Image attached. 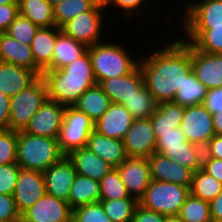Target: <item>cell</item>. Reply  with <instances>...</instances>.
Masks as SVG:
<instances>
[{"label":"cell","instance_id":"18","mask_svg":"<svg viewBox=\"0 0 222 222\" xmlns=\"http://www.w3.org/2000/svg\"><path fill=\"white\" fill-rule=\"evenodd\" d=\"M185 13V29H211L212 26H222V0L189 2Z\"/></svg>","mask_w":222,"mask_h":222},{"label":"cell","instance_id":"16","mask_svg":"<svg viewBox=\"0 0 222 222\" xmlns=\"http://www.w3.org/2000/svg\"><path fill=\"white\" fill-rule=\"evenodd\" d=\"M46 193L43 173L20 169L13 198L20 214L35 204Z\"/></svg>","mask_w":222,"mask_h":222},{"label":"cell","instance_id":"52","mask_svg":"<svg viewBox=\"0 0 222 222\" xmlns=\"http://www.w3.org/2000/svg\"><path fill=\"white\" fill-rule=\"evenodd\" d=\"M209 204L212 222H222V192Z\"/></svg>","mask_w":222,"mask_h":222},{"label":"cell","instance_id":"9","mask_svg":"<svg viewBox=\"0 0 222 222\" xmlns=\"http://www.w3.org/2000/svg\"><path fill=\"white\" fill-rule=\"evenodd\" d=\"M106 8L104 0H99L89 11L78 14L65 23L61 30L76 41L88 47L99 43L101 26L103 25L102 10Z\"/></svg>","mask_w":222,"mask_h":222},{"label":"cell","instance_id":"50","mask_svg":"<svg viewBox=\"0 0 222 222\" xmlns=\"http://www.w3.org/2000/svg\"><path fill=\"white\" fill-rule=\"evenodd\" d=\"M10 98L0 91V130H9Z\"/></svg>","mask_w":222,"mask_h":222},{"label":"cell","instance_id":"53","mask_svg":"<svg viewBox=\"0 0 222 222\" xmlns=\"http://www.w3.org/2000/svg\"><path fill=\"white\" fill-rule=\"evenodd\" d=\"M213 127L217 135H222V112L212 114Z\"/></svg>","mask_w":222,"mask_h":222},{"label":"cell","instance_id":"3","mask_svg":"<svg viewBox=\"0 0 222 222\" xmlns=\"http://www.w3.org/2000/svg\"><path fill=\"white\" fill-rule=\"evenodd\" d=\"M65 155L58 138H49L17 131V159L22 169L44 172Z\"/></svg>","mask_w":222,"mask_h":222},{"label":"cell","instance_id":"15","mask_svg":"<svg viewBox=\"0 0 222 222\" xmlns=\"http://www.w3.org/2000/svg\"><path fill=\"white\" fill-rule=\"evenodd\" d=\"M76 176L73 162L68 156H64L43 172L46 193L68 202L69 192Z\"/></svg>","mask_w":222,"mask_h":222},{"label":"cell","instance_id":"54","mask_svg":"<svg viewBox=\"0 0 222 222\" xmlns=\"http://www.w3.org/2000/svg\"><path fill=\"white\" fill-rule=\"evenodd\" d=\"M165 222H183L178 215L165 216Z\"/></svg>","mask_w":222,"mask_h":222},{"label":"cell","instance_id":"38","mask_svg":"<svg viewBox=\"0 0 222 222\" xmlns=\"http://www.w3.org/2000/svg\"><path fill=\"white\" fill-rule=\"evenodd\" d=\"M99 0H63L54 6L56 26L61 28L78 14L89 11Z\"/></svg>","mask_w":222,"mask_h":222},{"label":"cell","instance_id":"31","mask_svg":"<svg viewBox=\"0 0 222 222\" xmlns=\"http://www.w3.org/2000/svg\"><path fill=\"white\" fill-rule=\"evenodd\" d=\"M187 38L184 42L192 44L197 50L209 54H222V26L211 29H185Z\"/></svg>","mask_w":222,"mask_h":222},{"label":"cell","instance_id":"46","mask_svg":"<svg viewBox=\"0 0 222 222\" xmlns=\"http://www.w3.org/2000/svg\"><path fill=\"white\" fill-rule=\"evenodd\" d=\"M132 222H165V215L149 210L138 204Z\"/></svg>","mask_w":222,"mask_h":222},{"label":"cell","instance_id":"8","mask_svg":"<svg viewBox=\"0 0 222 222\" xmlns=\"http://www.w3.org/2000/svg\"><path fill=\"white\" fill-rule=\"evenodd\" d=\"M94 122L73 106H67L58 136V144L62 153L67 156L72 151L87 146Z\"/></svg>","mask_w":222,"mask_h":222},{"label":"cell","instance_id":"22","mask_svg":"<svg viewBox=\"0 0 222 222\" xmlns=\"http://www.w3.org/2000/svg\"><path fill=\"white\" fill-rule=\"evenodd\" d=\"M38 77L32 70L0 61V91L9 98L27 88Z\"/></svg>","mask_w":222,"mask_h":222},{"label":"cell","instance_id":"40","mask_svg":"<svg viewBox=\"0 0 222 222\" xmlns=\"http://www.w3.org/2000/svg\"><path fill=\"white\" fill-rule=\"evenodd\" d=\"M38 29L39 27L32 21L19 14L10 24L6 33L21 43L31 45Z\"/></svg>","mask_w":222,"mask_h":222},{"label":"cell","instance_id":"48","mask_svg":"<svg viewBox=\"0 0 222 222\" xmlns=\"http://www.w3.org/2000/svg\"><path fill=\"white\" fill-rule=\"evenodd\" d=\"M202 169L222 183V159L203 157Z\"/></svg>","mask_w":222,"mask_h":222},{"label":"cell","instance_id":"34","mask_svg":"<svg viewBox=\"0 0 222 222\" xmlns=\"http://www.w3.org/2000/svg\"><path fill=\"white\" fill-rule=\"evenodd\" d=\"M189 190L190 194L210 202L222 192V183L200 168L193 172Z\"/></svg>","mask_w":222,"mask_h":222},{"label":"cell","instance_id":"21","mask_svg":"<svg viewBox=\"0 0 222 222\" xmlns=\"http://www.w3.org/2000/svg\"><path fill=\"white\" fill-rule=\"evenodd\" d=\"M133 120L126 107L111 103L108 110L94 123V130L107 137L123 140Z\"/></svg>","mask_w":222,"mask_h":222},{"label":"cell","instance_id":"24","mask_svg":"<svg viewBox=\"0 0 222 222\" xmlns=\"http://www.w3.org/2000/svg\"><path fill=\"white\" fill-rule=\"evenodd\" d=\"M60 31L61 28L57 26L39 28L32 40L31 49L38 76H42V73L51 65L57 34Z\"/></svg>","mask_w":222,"mask_h":222},{"label":"cell","instance_id":"37","mask_svg":"<svg viewBox=\"0 0 222 222\" xmlns=\"http://www.w3.org/2000/svg\"><path fill=\"white\" fill-rule=\"evenodd\" d=\"M178 216L183 222H212L209 202L192 194L187 196Z\"/></svg>","mask_w":222,"mask_h":222},{"label":"cell","instance_id":"28","mask_svg":"<svg viewBox=\"0 0 222 222\" xmlns=\"http://www.w3.org/2000/svg\"><path fill=\"white\" fill-rule=\"evenodd\" d=\"M185 107L173 101L159 103L150 117L156 139L159 133H167L181 126Z\"/></svg>","mask_w":222,"mask_h":222},{"label":"cell","instance_id":"39","mask_svg":"<svg viewBox=\"0 0 222 222\" xmlns=\"http://www.w3.org/2000/svg\"><path fill=\"white\" fill-rule=\"evenodd\" d=\"M99 182L100 200H115L130 196L117 168H112Z\"/></svg>","mask_w":222,"mask_h":222},{"label":"cell","instance_id":"11","mask_svg":"<svg viewBox=\"0 0 222 222\" xmlns=\"http://www.w3.org/2000/svg\"><path fill=\"white\" fill-rule=\"evenodd\" d=\"M73 209L68 202L47 193L21 214L23 222H70Z\"/></svg>","mask_w":222,"mask_h":222},{"label":"cell","instance_id":"56","mask_svg":"<svg viewBox=\"0 0 222 222\" xmlns=\"http://www.w3.org/2000/svg\"><path fill=\"white\" fill-rule=\"evenodd\" d=\"M45 1L54 7L55 5L62 2L63 0H45Z\"/></svg>","mask_w":222,"mask_h":222},{"label":"cell","instance_id":"29","mask_svg":"<svg viewBox=\"0 0 222 222\" xmlns=\"http://www.w3.org/2000/svg\"><path fill=\"white\" fill-rule=\"evenodd\" d=\"M110 104L109 97L97 84L87 89L73 107L84 112L95 123L108 110Z\"/></svg>","mask_w":222,"mask_h":222},{"label":"cell","instance_id":"14","mask_svg":"<svg viewBox=\"0 0 222 222\" xmlns=\"http://www.w3.org/2000/svg\"><path fill=\"white\" fill-rule=\"evenodd\" d=\"M116 168L129 195L139 201L152 181L148 159L127 157Z\"/></svg>","mask_w":222,"mask_h":222},{"label":"cell","instance_id":"36","mask_svg":"<svg viewBox=\"0 0 222 222\" xmlns=\"http://www.w3.org/2000/svg\"><path fill=\"white\" fill-rule=\"evenodd\" d=\"M111 222H132L138 200L132 196L115 200H100Z\"/></svg>","mask_w":222,"mask_h":222},{"label":"cell","instance_id":"23","mask_svg":"<svg viewBox=\"0 0 222 222\" xmlns=\"http://www.w3.org/2000/svg\"><path fill=\"white\" fill-rule=\"evenodd\" d=\"M0 61L27 68L36 73L31 45L15 40L6 32H0Z\"/></svg>","mask_w":222,"mask_h":222},{"label":"cell","instance_id":"27","mask_svg":"<svg viewBox=\"0 0 222 222\" xmlns=\"http://www.w3.org/2000/svg\"><path fill=\"white\" fill-rule=\"evenodd\" d=\"M88 46L66 35L62 30L57 34L51 65L47 69H61L84 55Z\"/></svg>","mask_w":222,"mask_h":222},{"label":"cell","instance_id":"51","mask_svg":"<svg viewBox=\"0 0 222 222\" xmlns=\"http://www.w3.org/2000/svg\"><path fill=\"white\" fill-rule=\"evenodd\" d=\"M144 0H104L105 5L114 4L126 11L127 16H131V11L136 10L141 6Z\"/></svg>","mask_w":222,"mask_h":222},{"label":"cell","instance_id":"10","mask_svg":"<svg viewBox=\"0 0 222 222\" xmlns=\"http://www.w3.org/2000/svg\"><path fill=\"white\" fill-rule=\"evenodd\" d=\"M180 127L187 141L202 148L216 134L212 114L203 103L185 107Z\"/></svg>","mask_w":222,"mask_h":222},{"label":"cell","instance_id":"12","mask_svg":"<svg viewBox=\"0 0 222 222\" xmlns=\"http://www.w3.org/2000/svg\"><path fill=\"white\" fill-rule=\"evenodd\" d=\"M156 142L150 118L134 119L123 138L127 157L149 158L156 152Z\"/></svg>","mask_w":222,"mask_h":222},{"label":"cell","instance_id":"45","mask_svg":"<svg viewBox=\"0 0 222 222\" xmlns=\"http://www.w3.org/2000/svg\"><path fill=\"white\" fill-rule=\"evenodd\" d=\"M19 15V4L0 5V32H6Z\"/></svg>","mask_w":222,"mask_h":222},{"label":"cell","instance_id":"55","mask_svg":"<svg viewBox=\"0 0 222 222\" xmlns=\"http://www.w3.org/2000/svg\"><path fill=\"white\" fill-rule=\"evenodd\" d=\"M3 4H18V0H0V5Z\"/></svg>","mask_w":222,"mask_h":222},{"label":"cell","instance_id":"47","mask_svg":"<svg viewBox=\"0 0 222 222\" xmlns=\"http://www.w3.org/2000/svg\"><path fill=\"white\" fill-rule=\"evenodd\" d=\"M203 104L211 114L222 112V88L208 90Z\"/></svg>","mask_w":222,"mask_h":222},{"label":"cell","instance_id":"30","mask_svg":"<svg viewBox=\"0 0 222 222\" xmlns=\"http://www.w3.org/2000/svg\"><path fill=\"white\" fill-rule=\"evenodd\" d=\"M100 201V182L77 174L69 192L68 204L72 209Z\"/></svg>","mask_w":222,"mask_h":222},{"label":"cell","instance_id":"7","mask_svg":"<svg viewBox=\"0 0 222 222\" xmlns=\"http://www.w3.org/2000/svg\"><path fill=\"white\" fill-rule=\"evenodd\" d=\"M156 152L163 154L193 172L202 168L203 148L187 141L181 127L167 133H159Z\"/></svg>","mask_w":222,"mask_h":222},{"label":"cell","instance_id":"17","mask_svg":"<svg viewBox=\"0 0 222 222\" xmlns=\"http://www.w3.org/2000/svg\"><path fill=\"white\" fill-rule=\"evenodd\" d=\"M192 71L208 89L222 88V54H209L191 44Z\"/></svg>","mask_w":222,"mask_h":222},{"label":"cell","instance_id":"32","mask_svg":"<svg viewBox=\"0 0 222 222\" xmlns=\"http://www.w3.org/2000/svg\"><path fill=\"white\" fill-rule=\"evenodd\" d=\"M19 14L39 28L56 26L54 7L45 0H18Z\"/></svg>","mask_w":222,"mask_h":222},{"label":"cell","instance_id":"42","mask_svg":"<svg viewBox=\"0 0 222 222\" xmlns=\"http://www.w3.org/2000/svg\"><path fill=\"white\" fill-rule=\"evenodd\" d=\"M17 159V131L0 130V165L15 163Z\"/></svg>","mask_w":222,"mask_h":222},{"label":"cell","instance_id":"2","mask_svg":"<svg viewBox=\"0 0 222 222\" xmlns=\"http://www.w3.org/2000/svg\"><path fill=\"white\" fill-rule=\"evenodd\" d=\"M42 77L48 99L66 107L73 106L87 89L97 85L89 51L61 69H46Z\"/></svg>","mask_w":222,"mask_h":222},{"label":"cell","instance_id":"19","mask_svg":"<svg viewBox=\"0 0 222 222\" xmlns=\"http://www.w3.org/2000/svg\"><path fill=\"white\" fill-rule=\"evenodd\" d=\"M148 159L153 180L175 183L190 188L193 171L161 153L154 152Z\"/></svg>","mask_w":222,"mask_h":222},{"label":"cell","instance_id":"4","mask_svg":"<svg viewBox=\"0 0 222 222\" xmlns=\"http://www.w3.org/2000/svg\"><path fill=\"white\" fill-rule=\"evenodd\" d=\"M88 51L97 84L102 80L126 76L139 65L138 61L130 58L126 49L116 44L99 42L89 46Z\"/></svg>","mask_w":222,"mask_h":222},{"label":"cell","instance_id":"41","mask_svg":"<svg viewBox=\"0 0 222 222\" xmlns=\"http://www.w3.org/2000/svg\"><path fill=\"white\" fill-rule=\"evenodd\" d=\"M72 220L74 222H111L100 201L73 209Z\"/></svg>","mask_w":222,"mask_h":222},{"label":"cell","instance_id":"26","mask_svg":"<svg viewBox=\"0 0 222 222\" xmlns=\"http://www.w3.org/2000/svg\"><path fill=\"white\" fill-rule=\"evenodd\" d=\"M67 156L73 162L77 174L93 178L97 181H100L114 168L87 147L74 150Z\"/></svg>","mask_w":222,"mask_h":222},{"label":"cell","instance_id":"25","mask_svg":"<svg viewBox=\"0 0 222 222\" xmlns=\"http://www.w3.org/2000/svg\"><path fill=\"white\" fill-rule=\"evenodd\" d=\"M86 147L114 168L127 158L123 140L107 137L96 130L91 132Z\"/></svg>","mask_w":222,"mask_h":222},{"label":"cell","instance_id":"35","mask_svg":"<svg viewBox=\"0 0 222 222\" xmlns=\"http://www.w3.org/2000/svg\"><path fill=\"white\" fill-rule=\"evenodd\" d=\"M157 105V101L145 84L123 104L134 119L150 118L156 110Z\"/></svg>","mask_w":222,"mask_h":222},{"label":"cell","instance_id":"5","mask_svg":"<svg viewBox=\"0 0 222 222\" xmlns=\"http://www.w3.org/2000/svg\"><path fill=\"white\" fill-rule=\"evenodd\" d=\"M189 194L187 186L152 179L138 202L144 208L165 216L178 215Z\"/></svg>","mask_w":222,"mask_h":222},{"label":"cell","instance_id":"44","mask_svg":"<svg viewBox=\"0 0 222 222\" xmlns=\"http://www.w3.org/2000/svg\"><path fill=\"white\" fill-rule=\"evenodd\" d=\"M21 214L18 212L13 195L0 194V222H19Z\"/></svg>","mask_w":222,"mask_h":222},{"label":"cell","instance_id":"13","mask_svg":"<svg viewBox=\"0 0 222 222\" xmlns=\"http://www.w3.org/2000/svg\"><path fill=\"white\" fill-rule=\"evenodd\" d=\"M66 106L47 99L23 130L28 134L58 138Z\"/></svg>","mask_w":222,"mask_h":222},{"label":"cell","instance_id":"33","mask_svg":"<svg viewBox=\"0 0 222 222\" xmlns=\"http://www.w3.org/2000/svg\"><path fill=\"white\" fill-rule=\"evenodd\" d=\"M208 94V89L196 78L191 71L185 78L181 88L176 92L173 102L187 107L202 104Z\"/></svg>","mask_w":222,"mask_h":222},{"label":"cell","instance_id":"49","mask_svg":"<svg viewBox=\"0 0 222 222\" xmlns=\"http://www.w3.org/2000/svg\"><path fill=\"white\" fill-rule=\"evenodd\" d=\"M203 157L222 159V135L215 134L203 148Z\"/></svg>","mask_w":222,"mask_h":222},{"label":"cell","instance_id":"1","mask_svg":"<svg viewBox=\"0 0 222 222\" xmlns=\"http://www.w3.org/2000/svg\"><path fill=\"white\" fill-rule=\"evenodd\" d=\"M184 40H176L139 62L145 85L158 104L173 101L192 71L191 44Z\"/></svg>","mask_w":222,"mask_h":222},{"label":"cell","instance_id":"6","mask_svg":"<svg viewBox=\"0 0 222 222\" xmlns=\"http://www.w3.org/2000/svg\"><path fill=\"white\" fill-rule=\"evenodd\" d=\"M47 99L45 80L39 76L31 85L10 98L9 130H24Z\"/></svg>","mask_w":222,"mask_h":222},{"label":"cell","instance_id":"43","mask_svg":"<svg viewBox=\"0 0 222 222\" xmlns=\"http://www.w3.org/2000/svg\"><path fill=\"white\" fill-rule=\"evenodd\" d=\"M20 169L17 162L0 165V194L13 195Z\"/></svg>","mask_w":222,"mask_h":222},{"label":"cell","instance_id":"20","mask_svg":"<svg viewBox=\"0 0 222 222\" xmlns=\"http://www.w3.org/2000/svg\"><path fill=\"white\" fill-rule=\"evenodd\" d=\"M144 84V76L138 65L128 75L102 80L98 85L109 97L111 103L123 105Z\"/></svg>","mask_w":222,"mask_h":222}]
</instances>
